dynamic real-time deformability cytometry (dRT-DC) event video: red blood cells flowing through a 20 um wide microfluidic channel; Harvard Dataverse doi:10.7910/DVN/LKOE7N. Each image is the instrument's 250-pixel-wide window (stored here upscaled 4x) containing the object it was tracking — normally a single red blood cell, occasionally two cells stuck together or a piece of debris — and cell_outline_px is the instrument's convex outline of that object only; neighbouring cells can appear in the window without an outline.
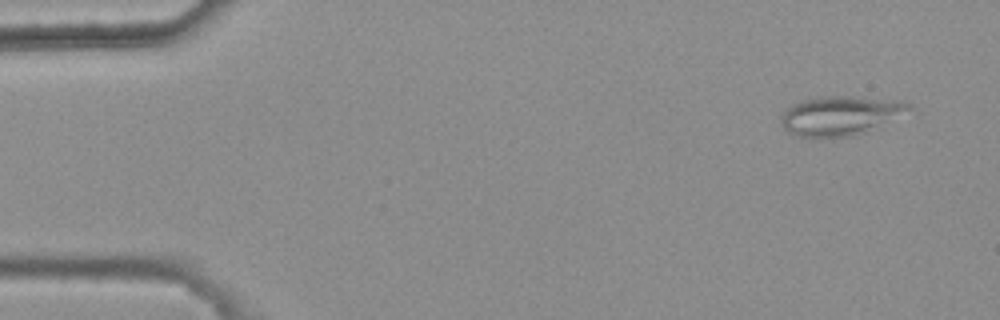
{"species": "common noctule bat (a hibernating species)", "species_latin": "Nyctalus noctula", "temperature_condition": "warm", "stored_images_in_passage": 4, "camera_frame_rate_fps": 3000, "um_per_image_px": 0.085, "animal": {"sex": "female", "body_mass_g": 25.1}, "frame": {"image": 1, "passage_image": 1, "time_ms": 0.0, "image_size_px": [1000, 320], "cell_outline_px": [[912, 108], [868, 132], [852, 136], [796, 136], [788, 132], [780, 124], [780, 116], [792, 104], [800, 100], [820, 96], [852, 96], [904, 100], [912, 104]], "centroid_in_image_um": [71.42, 9.8], "position_along_channel_um": 13.6, "area_um2": 29.3}}